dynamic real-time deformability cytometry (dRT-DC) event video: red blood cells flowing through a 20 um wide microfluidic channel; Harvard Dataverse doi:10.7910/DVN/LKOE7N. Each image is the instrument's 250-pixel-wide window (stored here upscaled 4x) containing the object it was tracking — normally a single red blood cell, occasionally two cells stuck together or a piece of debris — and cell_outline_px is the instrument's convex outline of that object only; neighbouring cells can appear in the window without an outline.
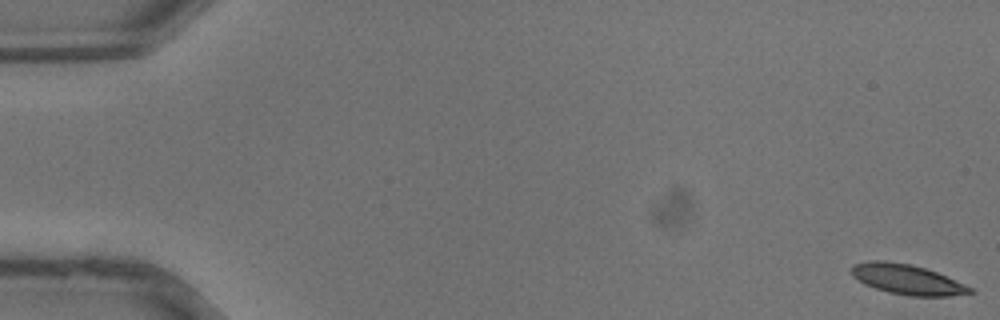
{"species": "common noctule bat (a hibernating species)", "species_latin": "Nyctalus noctula", "temperature_condition": "warm", "stored_images_in_passage": 38, "camera_frame_rate_fps": 3000, "um_per_image_px": 0.085, "animal": {"sex": "male", "body_mass_g": 13.3}, "frame": {"image": 1, "passage_image": 1, "time_ms": 0.0, "image_size_px": [1000, 320], "cell_outline_px": [[976, 292], [948, 296], [908, 296], [888, 292], [864, 284], [852, 276], [852, 264], [868, 260], [884, 260], [912, 264], [936, 272], [964, 284], [972, 288]], "centroid_in_image_um": [77.07, 23.74], "position_along_channel_um": 7.9, "area_um2": 20.75}}
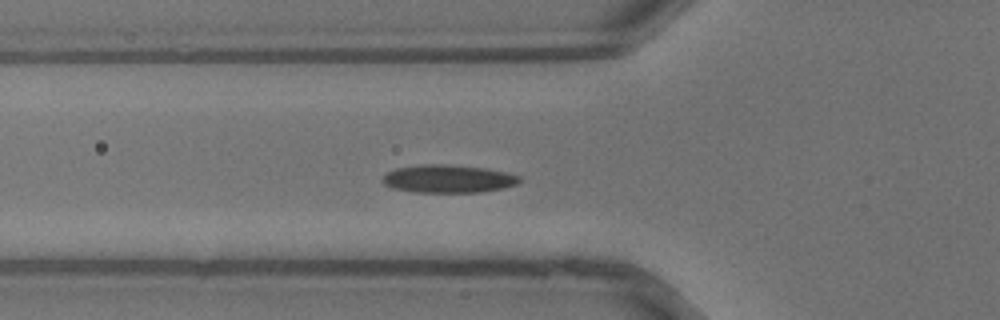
{"frame": {"image": 2, "passage_image": 14, "time_ms": 4.333, "image_size_px": [1000, 320], "cell_outline_px": [[520, 180], [516, 184], [504, 188], [480, 192], [416, 192], [392, 188], [384, 184], [384, 176], [388, 172], [396, 168], [420, 164], [452, 164], [484, 168], [508, 172], [520, 176]], "centroid_in_image_um": [38.12, 15.19], "position_along_channel_um": 87.7, "area_um2": 22.31}}
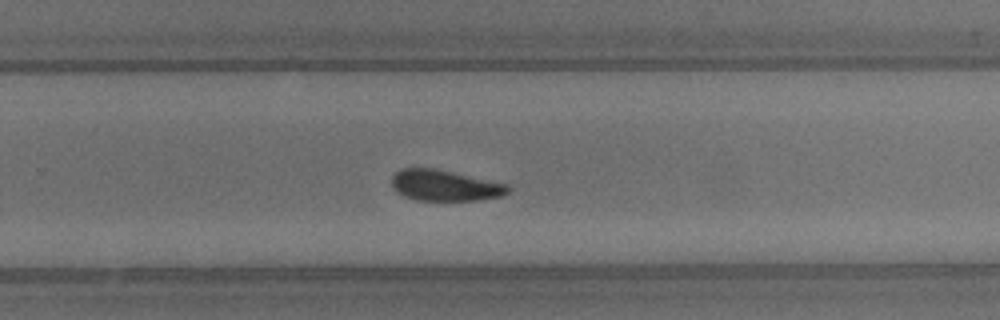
{"frame": {"image": 3, "passage_image": 25, "time_ms": 8.0, "image_size_px": [1000, 320], "cell_outline_px": [[508, 192], [500, 196], [476, 200], [416, 200], [404, 196], [396, 192], [392, 184], [392, 176], [400, 168], [432, 168], [508, 184]], "centroid_in_image_um": [37.76, 15.76], "position_along_channel_um": 292.0, "area_um2": 20.63}}